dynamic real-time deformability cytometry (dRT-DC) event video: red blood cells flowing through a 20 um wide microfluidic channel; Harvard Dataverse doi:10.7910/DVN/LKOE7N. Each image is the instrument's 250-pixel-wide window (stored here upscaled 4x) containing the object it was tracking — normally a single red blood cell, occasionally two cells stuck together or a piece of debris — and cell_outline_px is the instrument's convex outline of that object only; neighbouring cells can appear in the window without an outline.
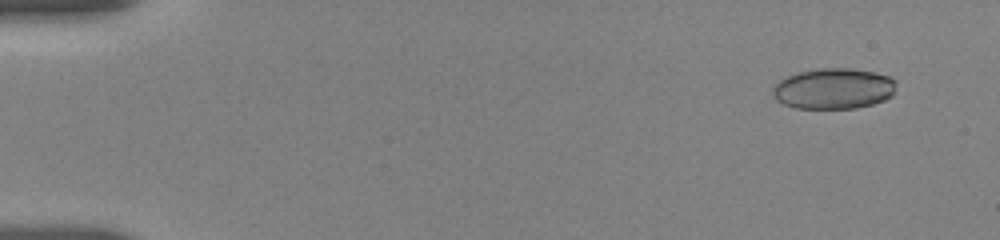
{"species": "human", "species_latin": "Homo sapiens", "temperature_condition": "room temperature", "stored_images_in_passage": 23, "camera_frame_rate_fps": 3000, "um_per_image_px": 0.085, "donor": {"sex": "female"}, "frame": {"image": 1, "passage_image": 3, "time_ms": 1.0, "image_size_px": [1000, 240], "cell_outline_px": [[896, 92], [892, 96], [884, 100], [872, 104], [856, 108], [796, 108], [784, 104], [776, 100], [772, 92], [772, 88], [780, 80], [788, 76], [800, 72], [820, 68], [848, 68], [872, 72], [888, 76], [896, 80]], "centroid_in_image_um": [70.88, 7.54], "position_along_channel_um": 14.1, "area_um2": 29.3}}
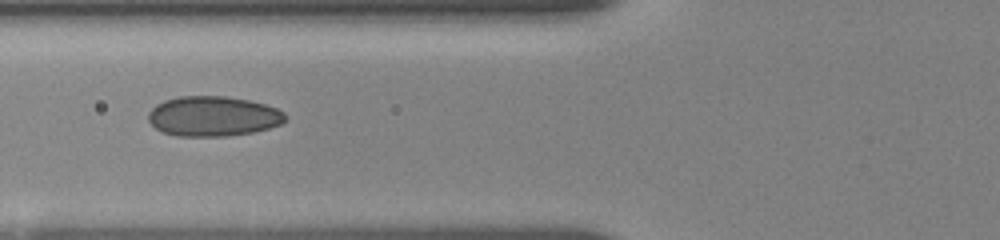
{"frame": {"image": 2, "passage_image": 17, "time_ms": 7.0, "image_size_px": [1000, 240], "cell_outline_px": [[288, 120], [280, 124], [268, 128], [252, 132], [224, 136], [176, 136], [164, 132], [156, 128], [148, 120], [148, 112], [156, 104], [164, 100], [180, 96], [224, 96], [248, 100], [264, 104], [276, 108], [284, 112], [288, 116]], "centroid_in_image_um": [18.12, 9.88], "position_along_channel_um": 107.7, "area_um2": 31.96}}
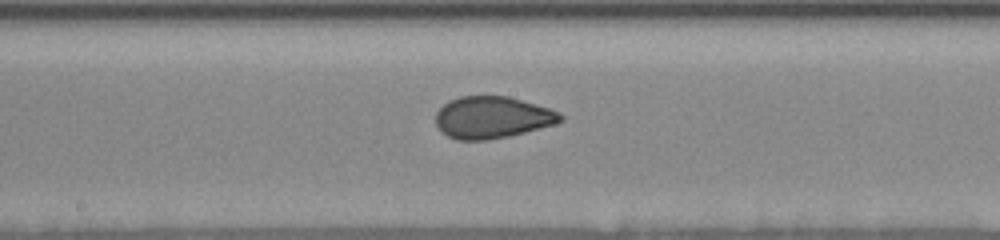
{"frame": {"image": 3, "passage_image": 23, "time_ms": 9.667, "image_size_px": [1000, 240], "cell_outline_px": [[564, 120], [556, 124], [508, 136], [488, 140], [456, 140], [440, 132], [436, 128], [436, 112], [448, 100], [460, 96], [508, 96], [536, 104], [560, 112], [564, 116]], "centroid_in_image_um": [41.82, 9.98], "position_along_channel_um": 206.4, "area_um2": 30.69}}